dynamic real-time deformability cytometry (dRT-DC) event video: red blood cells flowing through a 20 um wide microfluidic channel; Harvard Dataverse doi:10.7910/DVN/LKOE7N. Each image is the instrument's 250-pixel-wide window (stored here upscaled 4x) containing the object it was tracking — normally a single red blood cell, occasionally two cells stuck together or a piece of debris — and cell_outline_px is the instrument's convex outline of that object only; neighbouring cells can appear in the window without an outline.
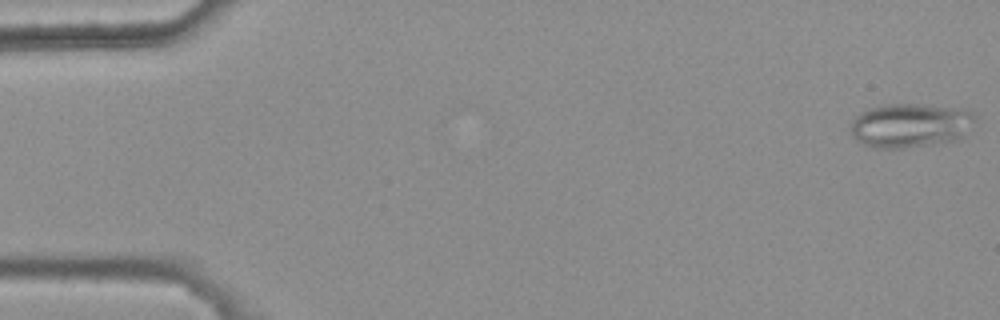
{"species": "common noctule bat (a hibernating species)", "species_latin": "Nyctalus noctula", "temperature_condition": "warm", "stored_images_in_passage": 6, "camera_frame_rate_fps": 3000, "um_per_image_px": 0.085, "animal": {"sex": "female", "body_mass_g": 25.1}, "frame": {"image": 1, "passage_image": 1, "time_ms": 0.0, "image_size_px": [1000, 320], "cell_outline_px": [[976, 116], [964, 136], [956, 140], [932, 144], [904, 148], [872, 148], [856, 140], [852, 132], [852, 120], [860, 112], [868, 108], [880, 104], [924, 104], [968, 108]], "centroid_in_image_um": [77.39, 10.63], "position_along_channel_um": 7.6, "area_um2": 32.37}}
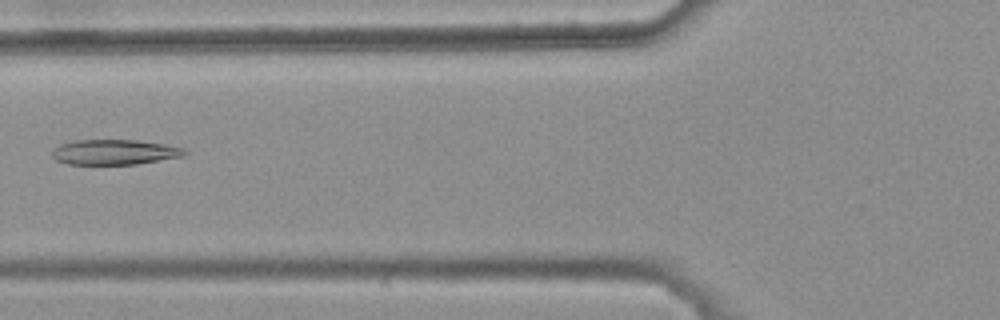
{"frame": {"image": 2, "passage_image": 6, "time_ms": 1.667, "image_size_px": [1000, 320], "cell_outline_px": [[188, 152], [184, 156], [136, 164], [68, 164], [56, 160], [52, 156], [52, 148], [60, 144], [72, 140], [136, 140], [164, 144], [184, 148]], "centroid_in_image_um": [9.71, 12.92], "position_along_channel_um": 116.1, "area_um2": 19.48}}